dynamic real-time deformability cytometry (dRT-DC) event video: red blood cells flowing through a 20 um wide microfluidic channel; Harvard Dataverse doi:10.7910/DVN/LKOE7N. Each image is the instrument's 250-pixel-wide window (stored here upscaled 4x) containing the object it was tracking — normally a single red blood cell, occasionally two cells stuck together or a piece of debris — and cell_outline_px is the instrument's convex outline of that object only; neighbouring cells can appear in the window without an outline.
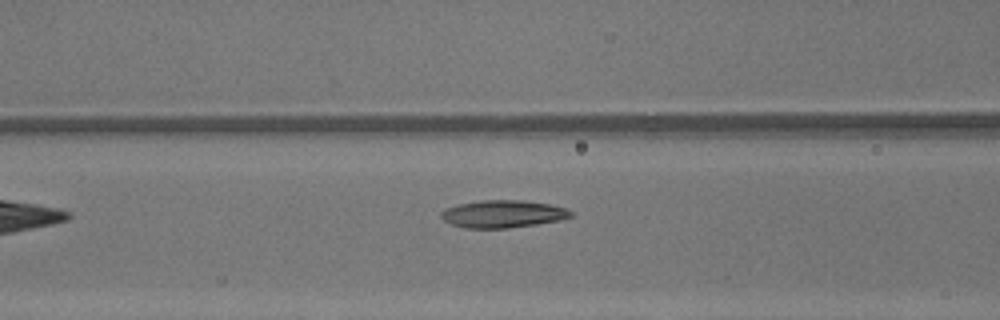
{"species": "common noctule bat (a hibernating species)", "species_latin": "Nyctalus noctula", "temperature_condition": "warm", "stored_images_in_passage": 9, "camera_frame_rate_fps": 3000, "um_per_image_px": 0.085, "animal": {"sex": "male", "body_mass_g": 13.3}, "frame": {"image": 1, "passage_image": 7, "time_ms": 2.0, "image_size_px": [1000, 320], "cell_outline_px": [[572, 216], [560, 220], [536, 224], [508, 228], [464, 228], [452, 224], [444, 220], [440, 216], [440, 212], [444, 208], [460, 204], [480, 200], [524, 200], [548, 204], [564, 208], [572, 212]], "centroid_in_image_um": [42.71, 18.18], "position_along_channel_um": 123.9, "area_um2": 20.69}}